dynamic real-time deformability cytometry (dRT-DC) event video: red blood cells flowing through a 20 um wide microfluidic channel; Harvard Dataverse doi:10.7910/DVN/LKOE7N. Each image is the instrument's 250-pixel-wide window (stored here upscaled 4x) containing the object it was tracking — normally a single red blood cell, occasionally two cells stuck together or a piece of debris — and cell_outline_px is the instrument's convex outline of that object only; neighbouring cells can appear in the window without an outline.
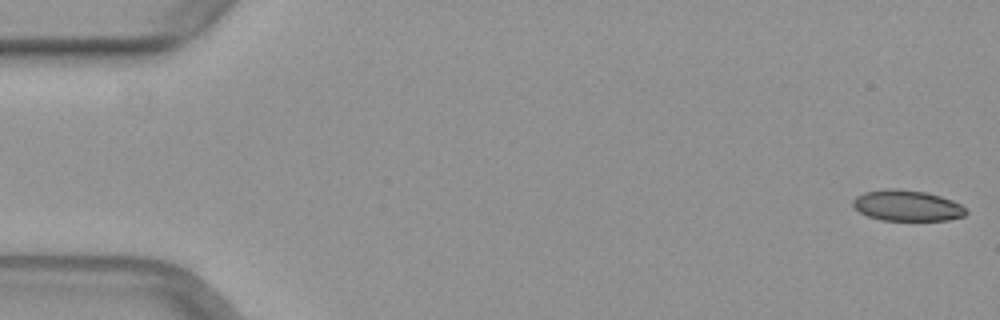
{"species": "common noctule bat (a hibernating species)", "species_latin": "Nyctalus noctula", "temperature_condition": "warm", "stored_images_in_passage": 48, "camera_frame_rate_fps": 3000, "um_per_image_px": 0.085, "animal": {"sex": "female", "body_mass_g": 29.2, "forearm_length_mm": 56.3}, "frame": {"image": 1, "passage_image": 1, "time_ms": 0.0, "image_size_px": [1000, 320], "cell_outline_px": [[968, 212], [964, 216], [948, 220], [880, 220], [868, 216], [860, 212], [852, 204], [852, 200], [856, 196], [864, 192], [884, 188], [896, 188], [924, 192], [940, 196], [952, 200], [960, 204]], "centroid_in_image_um": [77.08, 17.47], "position_along_channel_um": 7.9, "area_um2": 20.35}}
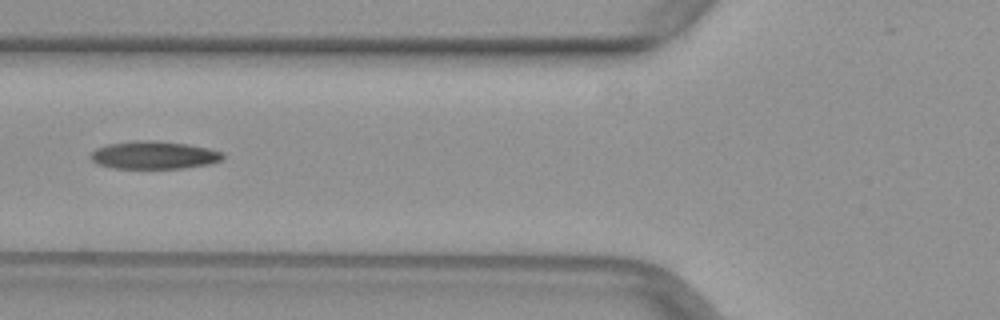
{"frame": {"image": 2, "passage_image": 17, "time_ms": 5.333, "image_size_px": [1000, 320], "cell_outline_px": [[224, 160], [212, 164], [184, 168], [112, 168], [96, 164], [88, 156], [96, 148], [108, 144], [136, 140], [148, 140], [188, 144], [208, 148], [224, 152]], "centroid_in_image_um": [13.11, 13.19], "position_along_channel_um": 112.7, "area_um2": 21.68}}
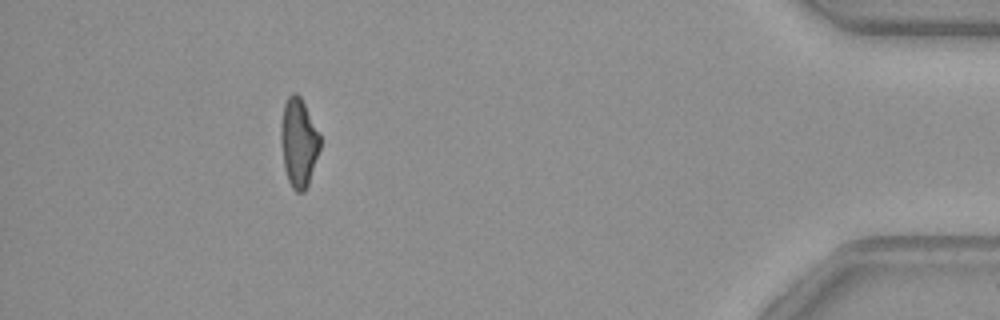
{"frame": {"image": 3, "passage_image": 43, "time_ms": 14.0, "image_size_px": [1000, 320], "cell_outline_px": [[320, 148], [308, 184], [304, 192], [296, 192], [292, 188], [288, 180], [284, 168], [280, 140], [280, 124], [284, 104], [288, 96], [292, 92], [296, 92], [300, 96], [320, 136]], "centroid_in_image_um": [25.36, 12.12], "position_along_channel_um": 409.8, "area_um2": 20.17}}